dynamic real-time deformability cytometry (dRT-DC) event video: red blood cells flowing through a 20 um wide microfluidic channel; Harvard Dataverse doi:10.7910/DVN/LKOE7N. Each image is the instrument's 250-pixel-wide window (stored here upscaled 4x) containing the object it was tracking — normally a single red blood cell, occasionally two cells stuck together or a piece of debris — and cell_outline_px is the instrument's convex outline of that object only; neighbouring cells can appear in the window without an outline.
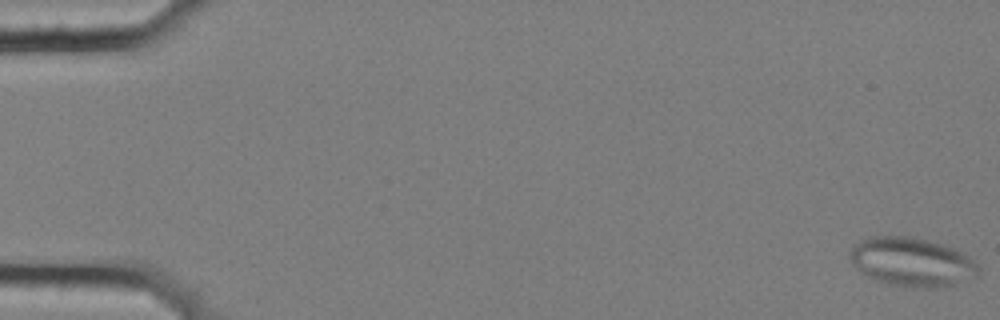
{"species": "common noctule bat (a hibernating species)", "species_latin": "Nyctalus noctula", "temperature_condition": "cold", "stored_images_in_passage": 58, "segment_of_instrument_passage": [1, 2], "camera_frame_rate_fps": 3000, "um_per_image_px": 0.085, "animal": {"sex": "female", "body_mass_g": 25.1}, "frame": {"image": 1, "passage_image": 1, "time_ms": 0.0, "image_size_px": [1000, 320], "cell_outline_px": [[980, 272], [976, 276], [948, 288], [912, 288], [888, 284], [864, 276], [852, 264], [848, 252], [860, 240], [872, 236], [908, 236], [940, 244], [952, 248], [968, 256], [980, 268]], "centroid_in_image_um": [77.49, 22.3], "position_along_channel_um": 7.5, "area_um2": 36.88}}